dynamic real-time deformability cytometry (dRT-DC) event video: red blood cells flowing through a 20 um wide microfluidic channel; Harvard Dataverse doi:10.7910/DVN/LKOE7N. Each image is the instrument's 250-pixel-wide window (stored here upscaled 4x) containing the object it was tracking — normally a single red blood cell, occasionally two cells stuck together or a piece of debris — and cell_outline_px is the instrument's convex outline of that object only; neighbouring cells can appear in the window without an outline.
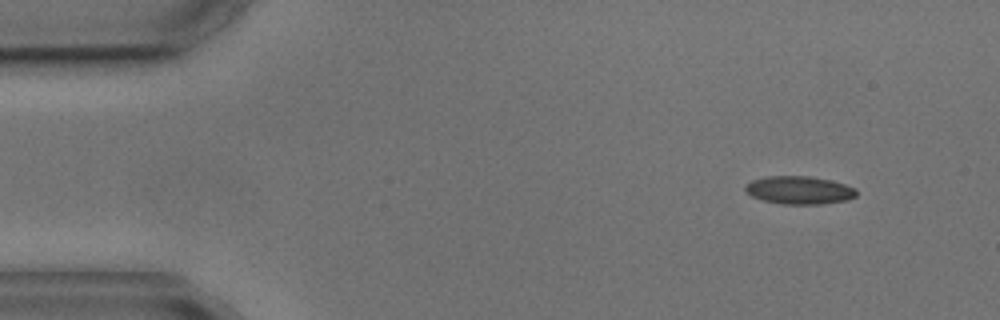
{"species": "common noctule bat (a hibernating species)", "species_latin": "Nyctalus noctula", "temperature_condition": "cold", "stored_images_in_passage": 5, "camera_frame_rate_fps": 3000, "um_per_image_px": 0.085, "animal": {"sex": "male", "body_mass_g": 17.9, "forearm_length_mm": 54.2}, "frame": {"image": 1, "passage_image": 1, "time_ms": 0.0, "image_size_px": [1000, 320], "cell_outline_px": [[856, 196], [848, 200], [820, 204], [780, 204], [764, 200], [752, 196], [744, 188], [744, 184], [752, 180], [768, 176], [808, 176], [828, 180], [844, 184], [856, 188]], "centroid_in_image_um": [67.93, 16.16], "position_along_channel_um": 17.1, "area_um2": 18.03}}